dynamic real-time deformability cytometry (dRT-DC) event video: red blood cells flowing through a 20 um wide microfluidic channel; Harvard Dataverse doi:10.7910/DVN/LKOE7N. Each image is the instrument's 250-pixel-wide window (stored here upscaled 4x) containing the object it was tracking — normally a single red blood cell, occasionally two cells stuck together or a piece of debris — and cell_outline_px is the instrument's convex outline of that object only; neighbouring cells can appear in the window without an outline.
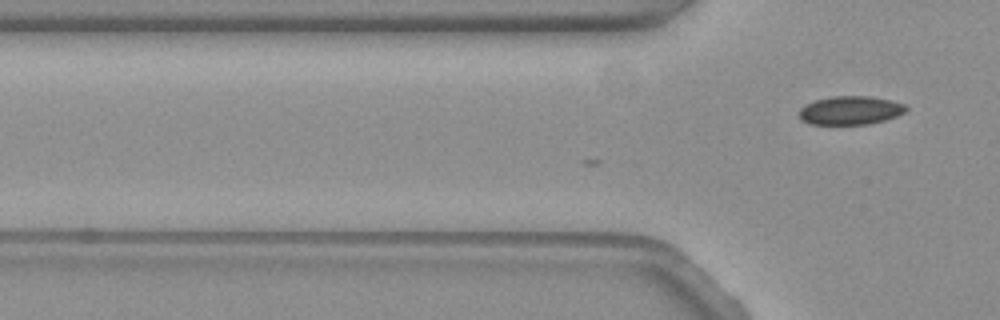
{"species": "common noctule bat (a hibernating species)", "species_latin": "Nyctalus noctula", "temperature_condition": "warm", "stored_images_in_passage": 6, "camera_frame_rate_fps": 3000, "um_per_image_px": 0.085, "animal": {"sex": "female", "body_mass_g": 19.3, "forearm_length_mm": 54.1}, "frame": {"image": 1, "passage_image": 6, "time_ms": 1.667, "image_size_px": [1000, 320], "cell_outline_px": [[908, 108], [904, 112], [896, 116], [884, 120], [868, 124], [808, 124], [800, 120], [796, 112], [804, 104], [816, 100], [832, 96], [868, 96], [892, 100], [904, 104]], "centroid_in_image_um": [72.22, 9.38], "position_along_channel_um": 53.6, "area_um2": 17.98}}